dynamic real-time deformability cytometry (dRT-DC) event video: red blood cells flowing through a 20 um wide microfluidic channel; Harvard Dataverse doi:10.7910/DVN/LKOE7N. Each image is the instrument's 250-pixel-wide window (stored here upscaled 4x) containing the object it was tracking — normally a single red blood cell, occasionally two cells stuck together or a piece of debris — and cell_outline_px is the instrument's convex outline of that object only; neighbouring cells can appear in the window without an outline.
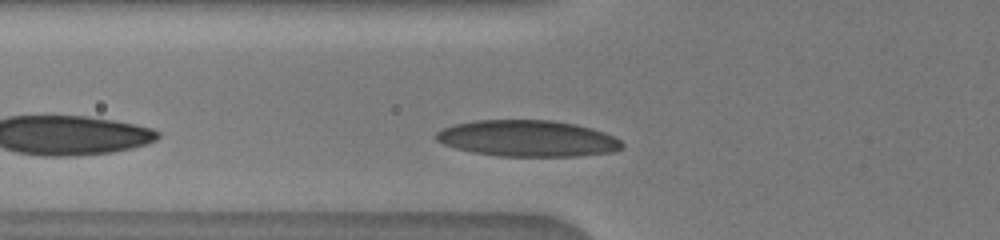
{"species": "human", "species_latin": "Homo sapiens", "temperature_condition": "warm", "stored_images_in_passage": 27, "camera_frame_rate_fps": 3000, "um_per_image_px": 0.085, "donor": {"sex": "male"}, "frame": {"image": 1, "passage_image": 5, "time_ms": 1.333, "image_size_px": [1000, 240], "cell_outline_px": [[624, 144], [620, 148], [612, 152], [580, 156], [496, 156], [472, 152], [456, 148], [444, 144], [436, 140], [436, 132], [452, 124], [476, 120], [552, 120], [576, 124], [592, 128], [604, 132], [620, 140]], "centroid_in_image_um": [44.83, 11.76], "position_along_channel_um": 81.0, "area_um2": 39.42}}
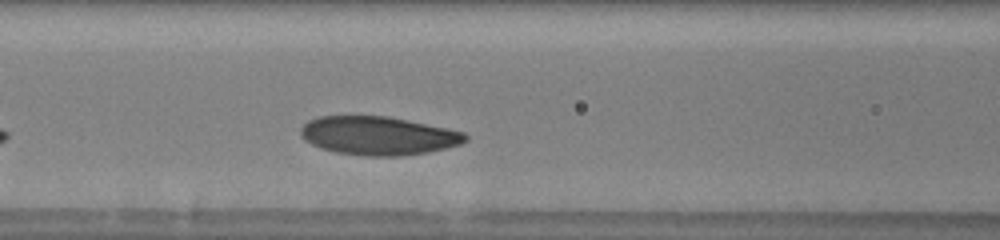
{"frame": {"image": 2, "passage_image": 8, "time_ms": 2.667, "image_size_px": [1000, 240], "cell_outline_px": [[468, 140], [460, 144], [428, 152], [404, 156], [368, 156], [336, 152], [320, 148], [304, 140], [300, 136], [300, 128], [308, 120], [320, 116], [388, 116], [464, 132], [468, 136]], "centroid_in_image_um": [32.12, 11.54], "position_along_channel_um": 134.5, "area_um2": 36.93}}
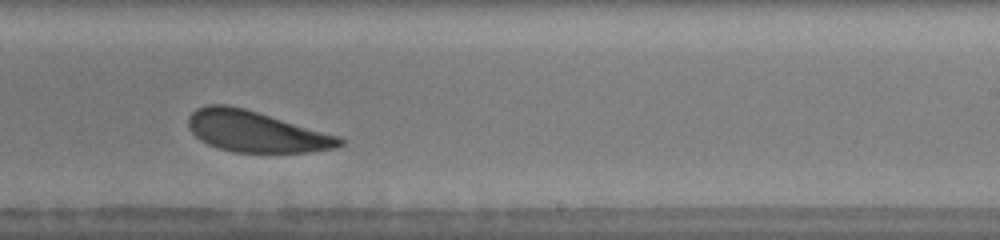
{"frame": {"image": 3, "passage_image": 16, "time_ms": 6.0, "image_size_px": [1000, 240], "cell_outline_px": [[344, 144], [336, 148], [308, 152], [232, 152], [216, 148], [200, 140], [188, 128], [188, 116], [196, 108], [208, 104], [228, 104], [244, 108], [340, 136], [344, 140]], "centroid_in_image_um": [21.73, 11.18], "position_along_channel_um": 267.3, "area_um2": 36.3}}